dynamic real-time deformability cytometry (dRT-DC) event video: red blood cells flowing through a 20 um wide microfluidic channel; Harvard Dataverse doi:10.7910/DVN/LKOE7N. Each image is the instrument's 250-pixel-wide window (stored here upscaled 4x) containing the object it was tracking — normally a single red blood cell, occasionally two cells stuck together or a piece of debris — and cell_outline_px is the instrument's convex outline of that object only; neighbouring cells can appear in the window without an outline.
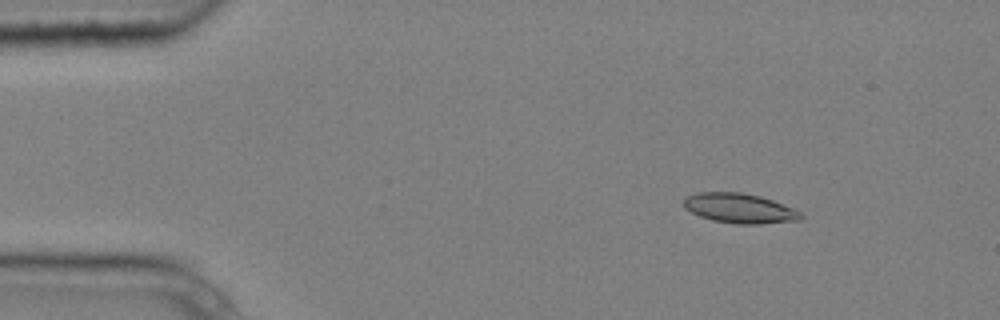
{"species": "common noctule bat (a hibernating species)", "species_latin": "Nyctalus noctula", "temperature_condition": "cold", "stored_images_in_passage": 3, "camera_frame_rate_fps": 3000, "um_per_image_px": 0.085, "animal": {"sex": "male", "body_mass_g": 20.4}, "frame": {"image": 1, "passage_image": 1, "time_ms": 0.0, "image_size_px": [1000, 320], "cell_outline_px": [[804, 216], [800, 220], [760, 224], [736, 224], [712, 220], [700, 216], [684, 208], [684, 196], [696, 192], [740, 192], [760, 196], [772, 200], [792, 208], [800, 212]], "centroid_in_image_um": [62.84, 17.7], "position_along_channel_um": 22.2, "area_um2": 20.35}}